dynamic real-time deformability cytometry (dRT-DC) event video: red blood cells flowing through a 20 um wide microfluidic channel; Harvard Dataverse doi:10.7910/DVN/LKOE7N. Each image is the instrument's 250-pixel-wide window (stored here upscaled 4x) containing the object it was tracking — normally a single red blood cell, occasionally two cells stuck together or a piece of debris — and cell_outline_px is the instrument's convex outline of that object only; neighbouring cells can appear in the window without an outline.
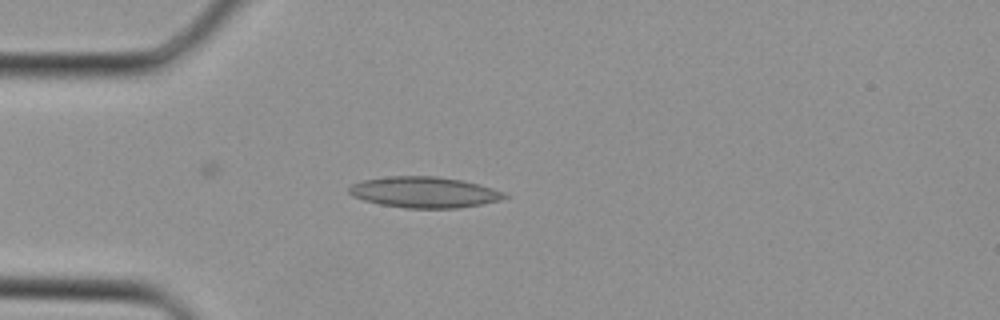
{"species": "Egyptian fruit bat (a non-hibernating species)", "species_latin": "Rousettus aegyptiacus", "temperature_condition": "cold", "stored_images_in_passage": 16, "camera_frame_rate_fps": 3000, "um_per_image_px": 0.085, "animal": {"sex": "female"}, "frame": {"image": 1, "passage_image": 1, "time_ms": 0.0, "image_size_px": [1000, 320], "cell_outline_px": [[508, 196], [500, 200], [460, 208], [404, 208], [380, 204], [364, 200], [352, 196], [348, 192], [348, 188], [352, 184], [360, 180], [388, 176], [436, 176], [464, 180], [480, 184], [504, 192]], "centroid_in_image_um": [36.04, 16.33], "position_along_channel_um": 49.0, "area_um2": 28.21}}
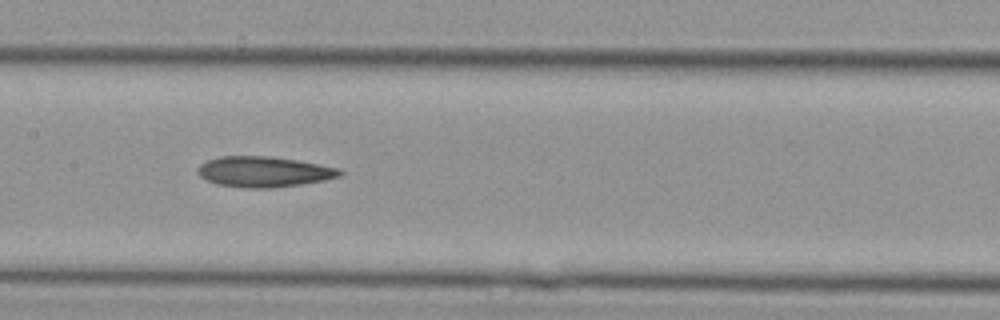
{"frame": {"image": 2, "passage_image": 9, "time_ms": 2.667, "image_size_px": [1000, 320], "cell_outline_px": [[344, 172], [340, 176], [324, 180], [300, 184], [272, 188], [244, 188], [216, 184], [200, 176], [196, 172], [196, 168], [200, 164], [208, 160], [220, 156], [268, 156], [296, 160], [340, 168]], "centroid_in_image_um": [22.4, 14.6], "position_along_channel_um": 185.0, "area_um2": 25.32}}
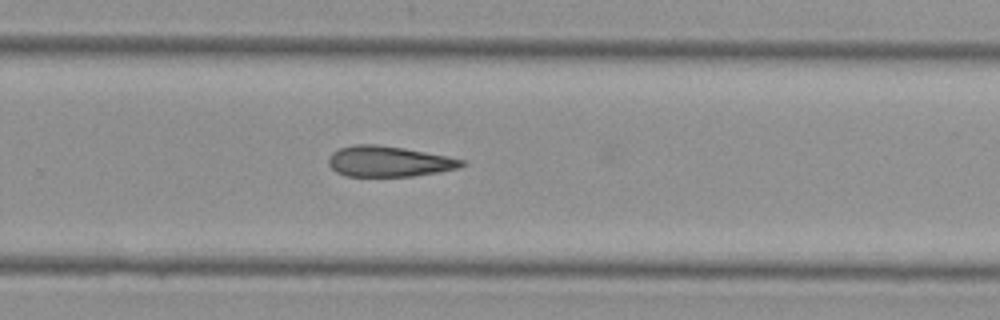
{"frame": {"image": 3, "passage_image": 15, "time_ms": 4.667, "image_size_px": [1000, 320], "cell_outline_px": [[468, 164], [460, 168], [440, 172], [412, 176], [344, 176], [336, 172], [328, 164], [328, 156], [332, 152], [340, 148], [356, 144], [376, 144], [404, 148], [448, 156], [468, 160]], "centroid_in_image_um": [33.1, 13.72], "position_along_channel_um": 296.7, "area_um2": 24.1}}